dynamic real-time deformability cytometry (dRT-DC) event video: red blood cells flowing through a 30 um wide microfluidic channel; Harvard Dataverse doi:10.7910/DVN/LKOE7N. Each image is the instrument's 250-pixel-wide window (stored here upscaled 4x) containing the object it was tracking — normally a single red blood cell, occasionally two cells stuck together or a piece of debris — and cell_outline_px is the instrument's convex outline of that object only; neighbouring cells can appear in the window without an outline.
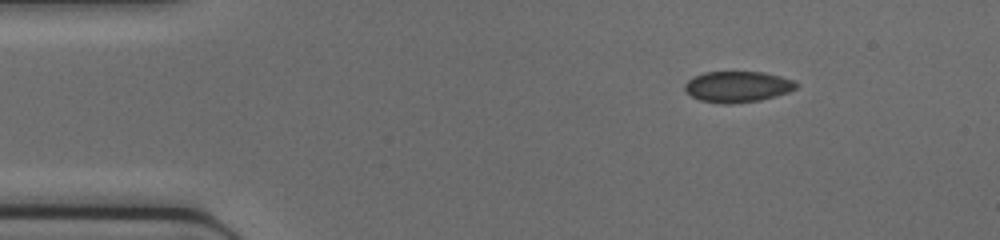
{"species": "common noctule bat (a hibernating species)", "species_latin": "Nyctalus noctula", "temperature_condition": "cold", "stored_images_in_passage": 40, "camera_frame_rate_fps": 3000, "um_per_image_px": 0.085, "animal": {"sex": "female", "body_mass_g": 17.0, "forearm_length_mm": 48.0}, "frame": {"image": 1, "passage_image": 1, "time_ms": 0.0, "image_size_px": [1000, 240], "cell_outline_px": [[800, 84], [796, 88], [788, 92], [776, 96], [760, 100], [728, 104], [724, 104], [700, 100], [692, 96], [684, 88], [684, 84], [692, 76], [704, 72], [764, 72], [780, 76], [792, 80]], "centroid_in_image_um": [62.69, 7.36], "position_along_channel_um": 22.3, "area_um2": 20.11}}
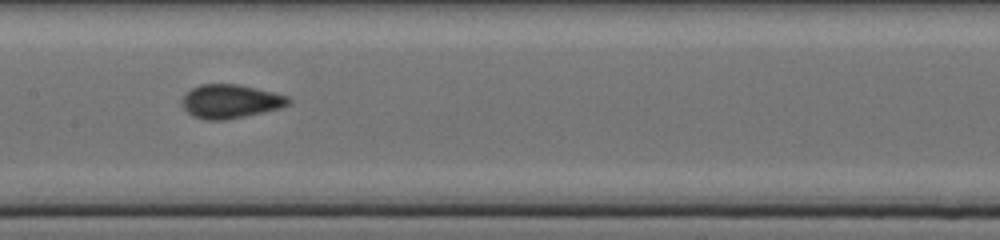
{"frame": {"image": 2, "passage_image": 17, "time_ms": 5.333, "image_size_px": [1000, 240], "cell_outline_px": [[292, 104], [280, 108], [264, 112], [224, 120], [204, 120], [192, 116], [184, 108], [180, 100], [192, 88], [200, 84], [236, 84], [256, 88], [288, 96], [292, 100]], "centroid_in_image_um": [19.6, 8.62], "position_along_channel_um": 187.8, "area_um2": 20.98}}
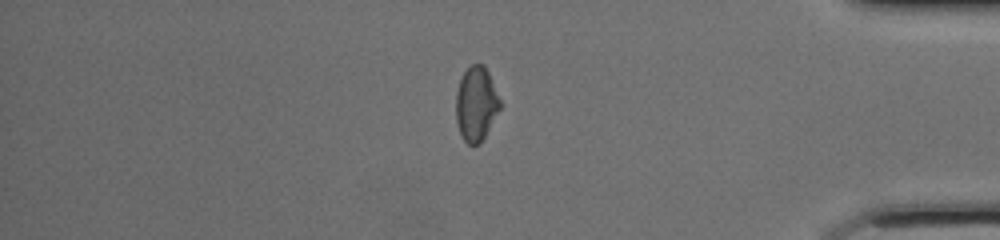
{"frame": {"image": 3, "passage_image": 33, "time_ms": 10.667, "image_size_px": [1000, 240], "cell_outline_px": [[500, 108], [480, 144], [468, 144], [460, 136], [456, 120], [456, 92], [460, 80], [464, 72], [472, 64], [484, 64], [488, 72], [500, 100]], "centroid_in_image_um": [40.45, 8.84], "position_along_channel_um": 394.7, "area_um2": 18.9}}